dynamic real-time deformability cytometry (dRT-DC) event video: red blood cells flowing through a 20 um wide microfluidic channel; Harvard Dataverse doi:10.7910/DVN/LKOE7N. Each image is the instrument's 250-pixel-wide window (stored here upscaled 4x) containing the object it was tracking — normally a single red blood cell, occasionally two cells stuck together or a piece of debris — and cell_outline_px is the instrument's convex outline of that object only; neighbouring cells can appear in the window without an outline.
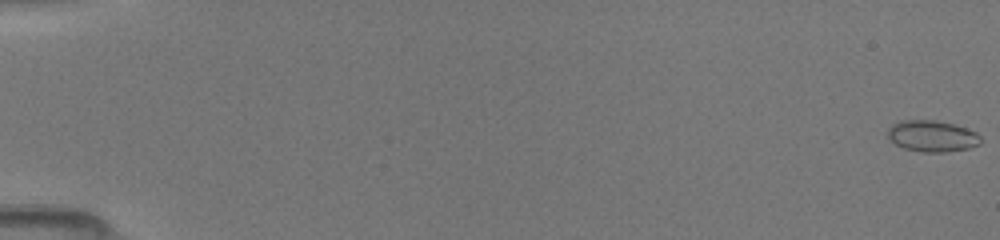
{"species": "common noctule bat (a hibernating species)", "species_latin": "Nyctalus noctula", "temperature_condition": "room temperature", "stored_images_in_passage": 51, "camera_frame_rate_fps": 3000, "um_per_image_px": 0.085, "animal": {"sex": "female", "body_mass_g": 19.5, "forearm_length_mm": 54.1}, "frame": {"image": 1, "passage_image": 1, "time_ms": 0.0, "image_size_px": [1000, 240], "cell_outline_px": [[980, 144], [968, 148], [944, 152], [920, 152], [904, 148], [896, 144], [888, 136], [888, 128], [892, 124], [900, 120], [936, 120], [956, 124], [976, 132], [980, 136]], "centroid_in_image_um": [79.23, 11.55], "position_along_channel_um": 5.8, "area_um2": 16.99}}
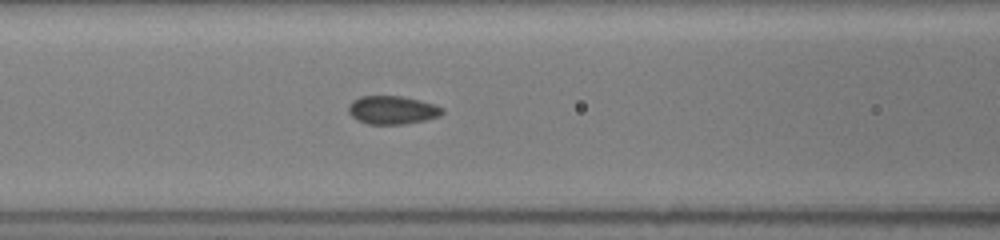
{"frame": {"image": 2, "passage_image": 23, "time_ms": 7.333, "image_size_px": [1000, 240], "cell_outline_px": [[444, 112], [440, 116], [424, 120], [404, 124], [368, 124], [356, 120], [348, 112], [348, 104], [352, 100], [360, 96], [404, 96], [436, 104], [444, 108]], "centroid_in_image_um": [33.35, 9.34], "position_along_channel_um": 133.3, "area_um2": 15.72}}
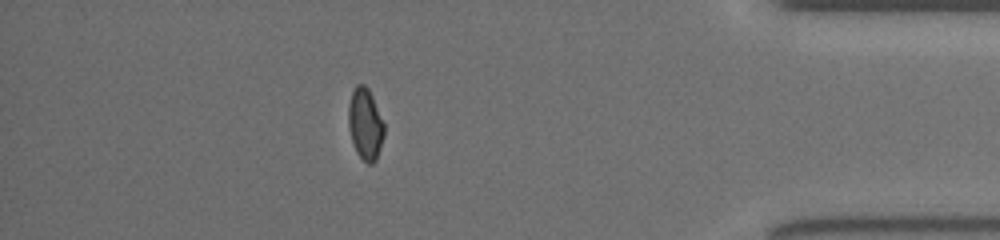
{"frame": {"image": 3, "passage_image": 45, "time_ms": 14.667, "image_size_px": [1000, 240], "cell_outline_px": [[384, 136], [376, 160], [372, 164], [368, 164], [356, 152], [352, 144], [348, 128], [348, 104], [352, 92], [356, 84], [364, 84], [368, 88], [372, 96], [384, 124]], "centroid_in_image_um": [31.02, 10.55], "position_along_channel_um": 404.2, "area_um2": 14.97}}